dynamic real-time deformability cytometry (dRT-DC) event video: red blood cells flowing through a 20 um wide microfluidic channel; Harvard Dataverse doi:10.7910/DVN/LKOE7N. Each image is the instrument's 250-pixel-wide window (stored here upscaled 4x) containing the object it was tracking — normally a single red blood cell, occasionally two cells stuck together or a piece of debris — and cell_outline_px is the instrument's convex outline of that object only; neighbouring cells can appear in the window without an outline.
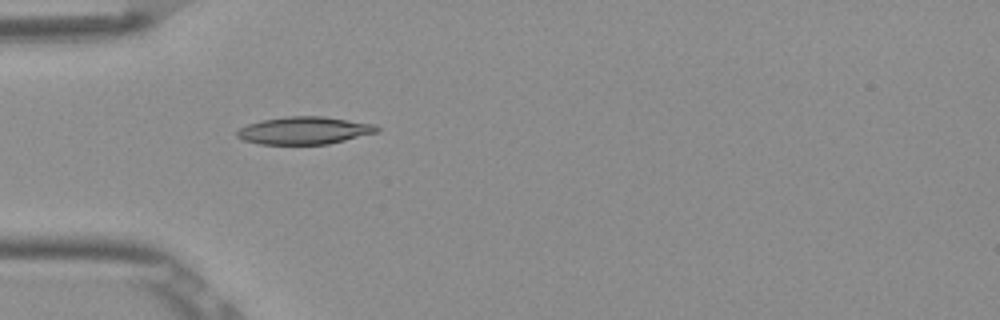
{"species": "Egyptian fruit bat (a non-hibernating species)", "species_latin": "Rousettus aegyptiacus", "temperature_condition": "room temperature", "stored_images_in_passage": 4, "camera_frame_rate_fps": 3000, "um_per_image_px": 0.085, "frame": {"image": 1, "passage_image": 4, "time_ms": 1.0, "image_size_px": [1000, 320], "cell_outline_px": [[380, 132], [328, 144], [260, 144], [244, 140], [236, 136], [236, 132], [240, 128], [248, 124], [260, 120], [288, 116], [324, 116], [376, 124], [380, 128]], "centroid_in_image_um": [25.91, 11.08], "position_along_channel_um": 59.1, "area_um2": 22.6}}